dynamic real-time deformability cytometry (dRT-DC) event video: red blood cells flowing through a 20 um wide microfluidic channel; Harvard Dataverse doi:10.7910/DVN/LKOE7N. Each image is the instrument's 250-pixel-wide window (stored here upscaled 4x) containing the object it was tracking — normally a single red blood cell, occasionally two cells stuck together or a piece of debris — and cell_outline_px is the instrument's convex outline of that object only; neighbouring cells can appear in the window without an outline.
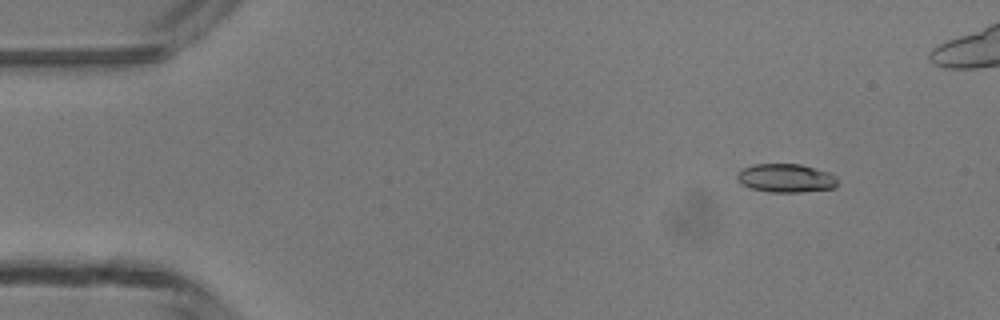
{"species": "common noctule bat (a hibernating species)", "species_latin": "Nyctalus noctula", "temperature_condition": "room temperature", "stored_images_in_passage": 45, "camera_frame_rate_fps": 3000, "um_per_image_px": 0.085, "animal": {"sex": "male", "body_mass_g": 13.3}, "frame": {"image": 1, "passage_image": 6, "time_ms": 1.667, "image_size_px": [1000, 320], "cell_outline_px": [[840, 180], [832, 188], [800, 192], [768, 192], [752, 188], [740, 184], [736, 180], [736, 172], [752, 164], [800, 164], [816, 168], [828, 172], [836, 176]], "centroid_in_image_um": [66.77, 15.13], "position_along_channel_um": 18.2, "area_um2": 16.88}}
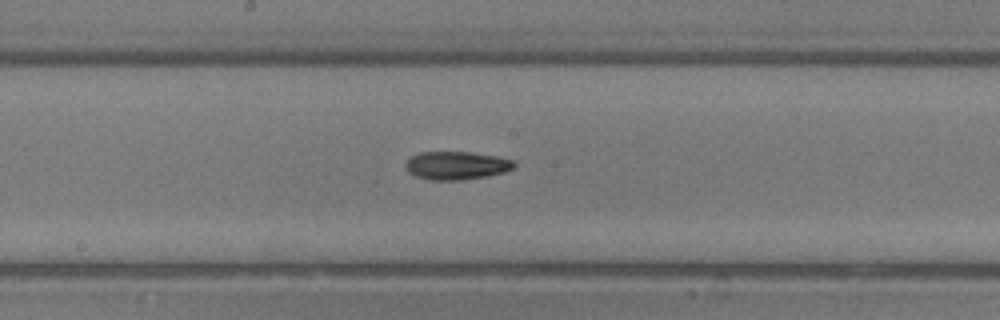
{"frame": {"image": 2, "passage_image": 26, "time_ms": 8.333, "image_size_px": [1000, 320], "cell_outline_px": [[516, 164], [512, 168], [504, 172], [488, 176], [464, 180], [428, 180], [416, 176], [408, 172], [404, 168], [404, 164], [412, 156], [420, 152], [472, 152], [496, 156], [512, 160]], "centroid_in_image_um": [38.77, 14.07], "position_along_channel_um": 209.4, "area_um2": 17.92}}
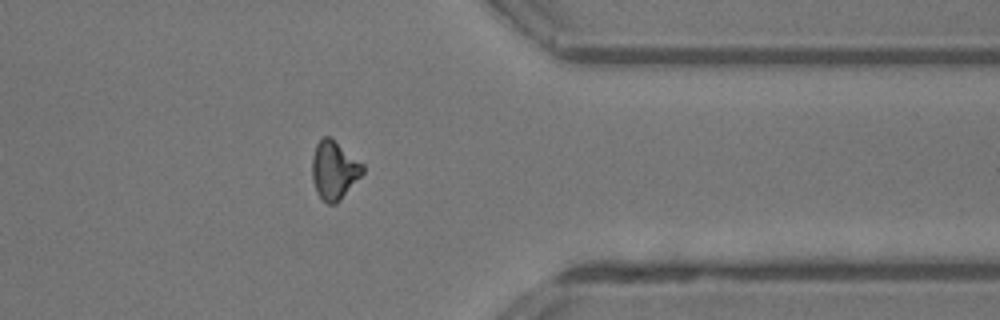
{"frame": {"image": 3, "passage_image": 39, "time_ms": 12.667, "image_size_px": [1000, 320], "cell_outline_px": [[364, 172], [340, 200], [336, 204], [328, 204], [316, 192], [312, 176], [312, 156], [316, 144], [324, 136], [328, 136], [364, 164]], "centroid_in_image_um": [28.4, 14.47], "position_along_channel_um": 383.0, "area_um2": 16.99}, "authors_computed_cell_mechanics": {"area_um2": 17.2244, "velocity_mm_per_s": 4.2909, "shape_relaxation_time_tau1_ms": 3.8426, "shape_relaxation_time_tau2_ms": null, "deformation_change_tau1": 0.1356, "deformation_change_tau2": null}}